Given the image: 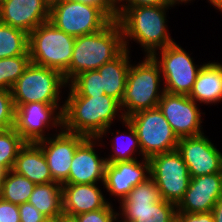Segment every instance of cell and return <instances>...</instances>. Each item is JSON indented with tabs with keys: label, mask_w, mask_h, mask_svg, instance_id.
<instances>
[{
	"label": "cell",
	"mask_w": 222,
	"mask_h": 222,
	"mask_svg": "<svg viewBox=\"0 0 222 222\" xmlns=\"http://www.w3.org/2000/svg\"><path fill=\"white\" fill-rule=\"evenodd\" d=\"M64 100L63 129L71 133L98 138L107 127L125 119L120 103L106 94L65 96Z\"/></svg>",
	"instance_id": "2"
},
{
	"label": "cell",
	"mask_w": 222,
	"mask_h": 222,
	"mask_svg": "<svg viewBox=\"0 0 222 222\" xmlns=\"http://www.w3.org/2000/svg\"><path fill=\"white\" fill-rule=\"evenodd\" d=\"M108 203L104 208L74 216L77 222H118L117 207ZM116 208V209H115Z\"/></svg>",
	"instance_id": "32"
},
{
	"label": "cell",
	"mask_w": 222,
	"mask_h": 222,
	"mask_svg": "<svg viewBox=\"0 0 222 222\" xmlns=\"http://www.w3.org/2000/svg\"><path fill=\"white\" fill-rule=\"evenodd\" d=\"M157 107L179 139L207 133L202 127L205 112L189 96L164 92Z\"/></svg>",
	"instance_id": "13"
},
{
	"label": "cell",
	"mask_w": 222,
	"mask_h": 222,
	"mask_svg": "<svg viewBox=\"0 0 222 222\" xmlns=\"http://www.w3.org/2000/svg\"><path fill=\"white\" fill-rule=\"evenodd\" d=\"M149 161L150 177L157 185L162 199L177 206L191 180L181 153L176 149L154 155Z\"/></svg>",
	"instance_id": "12"
},
{
	"label": "cell",
	"mask_w": 222,
	"mask_h": 222,
	"mask_svg": "<svg viewBox=\"0 0 222 222\" xmlns=\"http://www.w3.org/2000/svg\"><path fill=\"white\" fill-rule=\"evenodd\" d=\"M12 170L35 184L54 182L42 148L34 142H26L20 149Z\"/></svg>",
	"instance_id": "23"
},
{
	"label": "cell",
	"mask_w": 222,
	"mask_h": 222,
	"mask_svg": "<svg viewBox=\"0 0 222 222\" xmlns=\"http://www.w3.org/2000/svg\"><path fill=\"white\" fill-rule=\"evenodd\" d=\"M67 86L61 72L30 63L10 91L15 106L31 102L65 104L62 99Z\"/></svg>",
	"instance_id": "6"
},
{
	"label": "cell",
	"mask_w": 222,
	"mask_h": 222,
	"mask_svg": "<svg viewBox=\"0 0 222 222\" xmlns=\"http://www.w3.org/2000/svg\"><path fill=\"white\" fill-rule=\"evenodd\" d=\"M30 63V55L0 59V89L11 90Z\"/></svg>",
	"instance_id": "30"
},
{
	"label": "cell",
	"mask_w": 222,
	"mask_h": 222,
	"mask_svg": "<svg viewBox=\"0 0 222 222\" xmlns=\"http://www.w3.org/2000/svg\"><path fill=\"white\" fill-rule=\"evenodd\" d=\"M115 4L119 1V0H112Z\"/></svg>",
	"instance_id": "45"
},
{
	"label": "cell",
	"mask_w": 222,
	"mask_h": 222,
	"mask_svg": "<svg viewBox=\"0 0 222 222\" xmlns=\"http://www.w3.org/2000/svg\"><path fill=\"white\" fill-rule=\"evenodd\" d=\"M208 3L222 14V0H207Z\"/></svg>",
	"instance_id": "41"
},
{
	"label": "cell",
	"mask_w": 222,
	"mask_h": 222,
	"mask_svg": "<svg viewBox=\"0 0 222 222\" xmlns=\"http://www.w3.org/2000/svg\"><path fill=\"white\" fill-rule=\"evenodd\" d=\"M221 195L222 172L191 177L183 199L176 206L177 212H210Z\"/></svg>",
	"instance_id": "19"
},
{
	"label": "cell",
	"mask_w": 222,
	"mask_h": 222,
	"mask_svg": "<svg viewBox=\"0 0 222 222\" xmlns=\"http://www.w3.org/2000/svg\"><path fill=\"white\" fill-rule=\"evenodd\" d=\"M205 133L180 138L177 150L188 167L191 177L222 172V151Z\"/></svg>",
	"instance_id": "16"
},
{
	"label": "cell",
	"mask_w": 222,
	"mask_h": 222,
	"mask_svg": "<svg viewBox=\"0 0 222 222\" xmlns=\"http://www.w3.org/2000/svg\"><path fill=\"white\" fill-rule=\"evenodd\" d=\"M40 222H57V217H46Z\"/></svg>",
	"instance_id": "42"
},
{
	"label": "cell",
	"mask_w": 222,
	"mask_h": 222,
	"mask_svg": "<svg viewBox=\"0 0 222 222\" xmlns=\"http://www.w3.org/2000/svg\"><path fill=\"white\" fill-rule=\"evenodd\" d=\"M131 57V51L125 48L116 58L97 69L101 75L105 94L116 99L119 103H121L126 88L127 75L132 62Z\"/></svg>",
	"instance_id": "24"
},
{
	"label": "cell",
	"mask_w": 222,
	"mask_h": 222,
	"mask_svg": "<svg viewBox=\"0 0 222 222\" xmlns=\"http://www.w3.org/2000/svg\"><path fill=\"white\" fill-rule=\"evenodd\" d=\"M168 5L172 8H175L176 6H179V5H190V3H192L193 1L195 0H166Z\"/></svg>",
	"instance_id": "39"
},
{
	"label": "cell",
	"mask_w": 222,
	"mask_h": 222,
	"mask_svg": "<svg viewBox=\"0 0 222 222\" xmlns=\"http://www.w3.org/2000/svg\"><path fill=\"white\" fill-rule=\"evenodd\" d=\"M121 124L123 128L127 129L126 131H120L119 128L118 130L116 129L114 135V132H112V127L109 126L98 137V139H104L105 141V139H107L109 135L113 136V139L111 137V140H109L111 146V153L108 151L109 154L105 156L107 163H115L118 161H131L143 158L135 128L127 119H124Z\"/></svg>",
	"instance_id": "22"
},
{
	"label": "cell",
	"mask_w": 222,
	"mask_h": 222,
	"mask_svg": "<svg viewBox=\"0 0 222 222\" xmlns=\"http://www.w3.org/2000/svg\"><path fill=\"white\" fill-rule=\"evenodd\" d=\"M18 208L20 214V222H40L44 218H46L45 215L38 211L37 208L29 202L18 205Z\"/></svg>",
	"instance_id": "33"
},
{
	"label": "cell",
	"mask_w": 222,
	"mask_h": 222,
	"mask_svg": "<svg viewBox=\"0 0 222 222\" xmlns=\"http://www.w3.org/2000/svg\"><path fill=\"white\" fill-rule=\"evenodd\" d=\"M172 9L169 5L116 8L124 47L130 51L131 43L135 42L143 55L151 56L156 50L175 43L168 27V14Z\"/></svg>",
	"instance_id": "1"
},
{
	"label": "cell",
	"mask_w": 222,
	"mask_h": 222,
	"mask_svg": "<svg viewBox=\"0 0 222 222\" xmlns=\"http://www.w3.org/2000/svg\"><path fill=\"white\" fill-rule=\"evenodd\" d=\"M0 222H20L18 205L0 198Z\"/></svg>",
	"instance_id": "34"
},
{
	"label": "cell",
	"mask_w": 222,
	"mask_h": 222,
	"mask_svg": "<svg viewBox=\"0 0 222 222\" xmlns=\"http://www.w3.org/2000/svg\"><path fill=\"white\" fill-rule=\"evenodd\" d=\"M57 222H77V220L73 216H68L66 214H61L57 217Z\"/></svg>",
	"instance_id": "40"
},
{
	"label": "cell",
	"mask_w": 222,
	"mask_h": 222,
	"mask_svg": "<svg viewBox=\"0 0 222 222\" xmlns=\"http://www.w3.org/2000/svg\"><path fill=\"white\" fill-rule=\"evenodd\" d=\"M98 138H86L75 150L68 181L65 184L104 183L106 158L98 151L104 146L107 150L109 142ZM107 145V146H106ZM100 147L101 149H99ZM98 149V151H97ZM99 153V154H98Z\"/></svg>",
	"instance_id": "15"
},
{
	"label": "cell",
	"mask_w": 222,
	"mask_h": 222,
	"mask_svg": "<svg viewBox=\"0 0 222 222\" xmlns=\"http://www.w3.org/2000/svg\"><path fill=\"white\" fill-rule=\"evenodd\" d=\"M65 96H97L104 95L101 75L97 70L87 71L75 76L67 86Z\"/></svg>",
	"instance_id": "29"
},
{
	"label": "cell",
	"mask_w": 222,
	"mask_h": 222,
	"mask_svg": "<svg viewBox=\"0 0 222 222\" xmlns=\"http://www.w3.org/2000/svg\"><path fill=\"white\" fill-rule=\"evenodd\" d=\"M16 108L10 90L0 89V129L7 130L15 125Z\"/></svg>",
	"instance_id": "31"
},
{
	"label": "cell",
	"mask_w": 222,
	"mask_h": 222,
	"mask_svg": "<svg viewBox=\"0 0 222 222\" xmlns=\"http://www.w3.org/2000/svg\"><path fill=\"white\" fill-rule=\"evenodd\" d=\"M25 144L14 127L0 131V169L4 173L13 169L15 159Z\"/></svg>",
	"instance_id": "28"
},
{
	"label": "cell",
	"mask_w": 222,
	"mask_h": 222,
	"mask_svg": "<svg viewBox=\"0 0 222 222\" xmlns=\"http://www.w3.org/2000/svg\"><path fill=\"white\" fill-rule=\"evenodd\" d=\"M124 49L122 29L116 19L96 33L76 37L70 66L63 74L66 82L80 73L97 70Z\"/></svg>",
	"instance_id": "3"
},
{
	"label": "cell",
	"mask_w": 222,
	"mask_h": 222,
	"mask_svg": "<svg viewBox=\"0 0 222 222\" xmlns=\"http://www.w3.org/2000/svg\"><path fill=\"white\" fill-rule=\"evenodd\" d=\"M119 222H177V207L162 199L150 177L136 185L119 203Z\"/></svg>",
	"instance_id": "5"
},
{
	"label": "cell",
	"mask_w": 222,
	"mask_h": 222,
	"mask_svg": "<svg viewBox=\"0 0 222 222\" xmlns=\"http://www.w3.org/2000/svg\"><path fill=\"white\" fill-rule=\"evenodd\" d=\"M100 7L112 20L116 19V4L112 0H72Z\"/></svg>",
	"instance_id": "37"
},
{
	"label": "cell",
	"mask_w": 222,
	"mask_h": 222,
	"mask_svg": "<svg viewBox=\"0 0 222 222\" xmlns=\"http://www.w3.org/2000/svg\"><path fill=\"white\" fill-rule=\"evenodd\" d=\"M86 138L84 135L62 129L36 142L42 148L54 182L62 185L68 181L75 150Z\"/></svg>",
	"instance_id": "14"
},
{
	"label": "cell",
	"mask_w": 222,
	"mask_h": 222,
	"mask_svg": "<svg viewBox=\"0 0 222 222\" xmlns=\"http://www.w3.org/2000/svg\"><path fill=\"white\" fill-rule=\"evenodd\" d=\"M131 62L126 88L120 106L125 119L132 114L158 106L165 92L163 78L158 63L152 56Z\"/></svg>",
	"instance_id": "4"
},
{
	"label": "cell",
	"mask_w": 222,
	"mask_h": 222,
	"mask_svg": "<svg viewBox=\"0 0 222 222\" xmlns=\"http://www.w3.org/2000/svg\"><path fill=\"white\" fill-rule=\"evenodd\" d=\"M15 108L14 128L26 142L36 143L63 129L64 104L31 102Z\"/></svg>",
	"instance_id": "11"
},
{
	"label": "cell",
	"mask_w": 222,
	"mask_h": 222,
	"mask_svg": "<svg viewBox=\"0 0 222 222\" xmlns=\"http://www.w3.org/2000/svg\"><path fill=\"white\" fill-rule=\"evenodd\" d=\"M50 5L46 0H6L0 4V22L30 34L49 21Z\"/></svg>",
	"instance_id": "18"
},
{
	"label": "cell",
	"mask_w": 222,
	"mask_h": 222,
	"mask_svg": "<svg viewBox=\"0 0 222 222\" xmlns=\"http://www.w3.org/2000/svg\"><path fill=\"white\" fill-rule=\"evenodd\" d=\"M214 222H222V195L216 201L212 211H211Z\"/></svg>",
	"instance_id": "38"
},
{
	"label": "cell",
	"mask_w": 222,
	"mask_h": 222,
	"mask_svg": "<svg viewBox=\"0 0 222 222\" xmlns=\"http://www.w3.org/2000/svg\"><path fill=\"white\" fill-rule=\"evenodd\" d=\"M74 43L75 37L59 30L50 21L40 24L29 34L31 63L64 74L71 63Z\"/></svg>",
	"instance_id": "7"
},
{
	"label": "cell",
	"mask_w": 222,
	"mask_h": 222,
	"mask_svg": "<svg viewBox=\"0 0 222 222\" xmlns=\"http://www.w3.org/2000/svg\"><path fill=\"white\" fill-rule=\"evenodd\" d=\"M35 186L27 177L10 170L3 174L0 198L15 205L26 203Z\"/></svg>",
	"instance_id": "26"
},
{
	"label": "cell",
	"mask_w": 222,
	"mask_h": 222,
	"mask_svg": "<svg viewBox=\"0 0 222 222\" xmlns=\"http://www.w3.org/2000/svg\"><path fill=\"white\" fill-rule=\"evenodd\" d=\"M177 222H214V218L211 211L202 213L177 212Z\"/></svg>",
	"instance_id": "35"
},
{
	"label": "cell",
	"mask_w": 222,
	"mask_h": 222,
	"mask_svg": "<svg viewBox=\"0 0 222 222\" xmlns=\"http://www.w3.org/2000/svg\"><path fill=\"white\" fill-rule=\"evenodd\" d=\"M49 5H52L53 3L57 2V1H60V0H46Z\"/></svg>",
	"instance_id": "44"
},
{
	"label": "cell",
	"mask_w": 222,
	"mask_h": 222,
	"mask_svg": "<svg viewBox=\"0 0 222 222\" xmlns=\"http://www.w3.org/2000/svg\"><path fill=\"white\" fill-rule=\"evenodd\" d=\"M192 100L201 104L218 105L222 102V62L207 61L201 68L188 95Z\"/></svg>",
	"instance_id": "21"
},
{
	"label": "cell",
	"mask_w": 222,
	"mask_h": 222,
	"mask_svg": "<svg viewBox=\"0 0 222 222\" xmlns=\"http://www.w3.org/2000/svg\"><path fill=\"white\" fill-rule=\"evenodd\" d=\"M148 178L150 161L147 158L107 163L104 178L106 195L113 197L114 204H117L116 200L119 204L136 185Z\"/></svg>",
	"instance_id": "17"
},
{
	"label": "cell",
	"mask_w": 222,
	"mask_h": 222,
	"mask_svg": "<svg viewBox=\"0 0 222 222\" xmlns=\"http://www.w3.org/2000/svg\"><path fill=\"white\" fill-rule=\"evenodd\" d=\"M104 193V183L62 184L63 214L74 217L113 203Z\"/></svg>",
	"instance_id": "20"
},
{
	"label": "cell",
	"mask_w": 222,
	"mask_h": 222,
	"mask_svg": "<svg viewBox=\"0 0 222 222\" xmlns=\"http://www.w3.org/2000/svg\"><path fill=\"white\" fill-rule=\"evenodd\" d=\"M46 217L63 214L62 185L57 182L36 184L29 201Z\"/></svg>",
	"instance_id": "25"
},
{
	"label": "cell",
	"mask_w": 222,
	"mask_h": 222,
	"mask_svg": "<svg viewBox=\"0 0 222 222\" xmlns=\"http://www.w3.org/2000/svg\"><path fill=\"white\" fill-rule=\"evenodd\" d=\"M49 21L59 30L76 38L102 30L112 19L100 7L60 0L50 5Z\"/></svg>",
	"instance_id": "9"
},
{
	"label": "cell",
	"mask_w": 222,
	"mask_h": 222,
	"mask_svg": "<svg viewBox=\"0 0 222 222\" xmlns=\"http://www.w3.org/2000/svg\"><path fill=\"white\" fill-rule=\"evenodd\" d=\"M29 34L0 22V59L18 55H30Z\"/></svg>",
	"instance_id": "27"
},
{
	"label": "cell",
	"mask_w": 222,
	"mask_h": 222,
	"mask_svg": "<svg viewBox=\"0 0 222 222\" xmlns=\"http://www.w3.org/2000/svg\"><path fill=\"white\" fill-rule=\"evenodd\" d=\"M168 5L166 0H119L116 8Z\"/></svg>",
	"instance_id": "36"
},
{
	"label": "cell",
	"mask_w": 222,
	"mask_h": 222,
	"mask_svg": "<svg viewBox=\"0 0 222 222\" xmlns=\"http://www.w3.org/2000/svg\"><path fill=\"white\" fill-rule=\"evenodd\" d=\"M3 174H4V172L0 169V196H1Z\"/></svg>",
	"instance_id": "43"
},
{
	"label": "cell",
	"mask_w": 222,
	"mask_h": 222,
	"mask_svg": "<svg viewBox=\"0 0 222 222\" xmlns=\"http://www.w3.org/2000/svg\"><path fill=\"white\" fill-rule=\"evenodd\" d=\"M126 119L136 130L143 158L177 149L179 138L158 107L136 112Z\"/></svg>",
	"instance_id": "10"
},
{
	"label": "cell",
	"mask_w": 222,
	"mask_h": 222,
	"mask_svg": "<svg viewBox=\"0 0 222 222\" xmlns=\"http://www.w3.org/2000/svg\"><path fill=\"white\" fill-rule=\"evenodd\" d=\"M189 53L175 42L151 55L160 67L165 92L188 96L192 91L198 73L206 62L197 64L191 56L193 53Z\"/></svg>",
	"instance_id": "8"
}]
</instances>
